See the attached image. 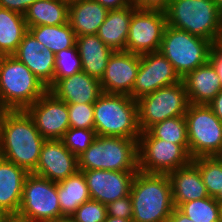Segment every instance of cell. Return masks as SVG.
Masks as SVG:
<instances>
[{
  "mask_svg": "<svg viewBox=\"0 0 222 222\" xmlns=\"http://www.w3.org/2000/svg\"><path fill=\"white\" fill-rule=\"evenodd\" d=\"M26 110H7L0 125V156L32 173L45 142Z\"/></svg>",
  "mask_w": 222,
  "mask_h": 222,
  "instance_id": "1",
  "label": "cell"
},
{
  "mask_svg": "<svg viewBox=\"0 0 222 222\" xmlns=\"http://www.w3.org/2000/svg\"><path fill=\"white\" fill-rule=\"evenodd\" d=\"M130 196L132 222H168L175 208L167 174L138 171L131 184Z\"/></svg>",
  "mask_w": 222,
  "mask_h": 222,
  "instance_id": "2",
  "label": "cell"
},
{
  "mask_svg": "<svg viewBox=\"0 0 222 222\" xmlns=\"http://www.w3.org/2000/svg\"><path fill=\"white\" fill-rule=\"evenodd\" d=\"M78 170L138 172V140L116 136H97L77 157Z\"/></svg>",
  "mask_w": 222,
  "mask_h": 222,
  "instance_id": "3",
  "label": "cell"
},
{
  "mask_svg": "<svg viewBox=\"0 0 222 222\" xmlns=\"http://www.w3.org/2000/svg\"><path fill=\"white\" fill-rule=\"evenodd\" d=\"M94 130L97 136L138 140L137 101L130 95L102 93L94 103Z\"/></svg>",
  "mask_w": 222,
  "mask_h": 222,
  "instance_id": "4",
  "label": "cell"
},
{
  "mask_svg": "<svg viewBox=\"0 0 222 222\" xmlns=\"http://www.w3.org/2000/svg\"><path fill=\"white\" fill-rule=\"evenodd\" d=\"M47 90L15 56H0V101L7 110H26Z\"/></svg>",
  "mask_w": 222,
  "mask_h": 222,
  "instance_id": "5",
  "label": "cell"
},
{
  "mask_svg": "<svg viewBox=\"0 0 222 222\" xmlns=\"http://www.w3.org/2000/svg\"><path fill=\"white\" fill-rule=\"evenodd\" d=\"M167 25L217 43L222 16L214 0H170Z\"/></svg>",
  "mask_w": 222,
  "mask_h": 222,
  "instance_id": "6",
  "label": "cell"
},
{
  "mask_svg": "<svg viewBox=\"0 0 222 222\" xmlns=\"http://www.w3.org/2000/svg\"><path fill=\"white\" fill-rule=\"evenodd\" d=\"M212 44L203 37L166 25L159 51L183 78L188 72L209 61Z\"/></svg>",
  "mask_w": 222,
  "mask_h": 222,
  "instance_id": "7",
  "label": "cell"
},
{
  "mask_svg": "<svg viewBox=\"0 0 222 222\" xmlns=\"http://www.w3.org/2000/svg\"><path fill=\"white\" fill-rule=\"evenodd\" d=\"M185 118L190 157L222 156V121L212 109L206 104L190 103Z\"/></svg>",
  "mask_w": 222,
  "mask_h": 222,
  "instance_id": "8",
  "label": "cell"
},
{
  "mask_svg": "<svg viewBox=\"0 0 222 222\" xmlns=\"http://www.w3.org/2000/svg\"><path fill=\"white\" fill-rule=\"evenodd\" d=\"M136 101L141 132L165 119L185 116L190 105L183 81L159 88Z\"/></svg>",
  "mask_w": 222,
  "mask_h": 222,
  "instance_id": "9",
  "label": "cell"
},
{
  "mask_svg": "<svg viewBox=\"0 0 222 222\" xmlns=\"http://www.w3.org/2000/svg\"><path fill=\"white\" fill-rule=\"evenodd\" d=\"M192 161L189 145L154 138L148 131L138 139V168L145 173L168 174Z\"/></svg>",
  "mask_w": 222,
  "mask_h": 222,
  "instance_id": "10",
  "label": "cell"
},
{
  "mask_svg": "<svg viewBox=\"0 0 222 222\" xmlns=\"http://www.w3.org/2000/svg\"><path fill=\"white\" fill-rule=\"evenodd\" d=\"M17 215L31 222H49L61 217L57 182L28 173Z\"/></svg>",
  "mask_w": 222,
  "mask_h": 222,
  "instance_id": "11",
  "label": "cell"
},
{
  "mask_svg": "<svg viewBox=\"0 0 222 222\" xmlns=\"http://www.w3.org/2000/svg\"><path fill=\"white\" fill-rule=\"evenodd\" d=\"M166 25L165 12L136 8L132 13L126 51L138 55L159 51Z\"/></svg>",
  "mask_w": 222,
  "mask_h": 222,
  "instance_id": "12",
  "label": "cell"
},
{
  "mask_svg": "<svg viewBox=\"0 0 222 222\" xmlns=\"http://www.w3.org/2000/svg\"><path fill=\"white\" fill-rule=\"evenodd\" d=\"M181 81L182 78L160 51L146 53L140 55V66L130 96L138 100L159 88Z\"/></svg>",
  "mask_w": 222,
  "mask_h": 222,
  "instance_id": "13",
  "label": "cell"
},
{
  "mask_svg": "<svg viewBox=\"0 0 222 222\" xmlns=\"http://www.w3.org/2000/svg\"><path fill=\"white\" fill-rule=\"evenodd\" d=\"M26 111L46 140L62 139L70 128L67 104L48 90Z\"/></svg>",
  "mask_w": 222,
  "mask_h": 222,
  "instance_id": "14",
  "label": "cell"
},
{
  "mask_svg": "<svg viewBox=\"0 0 222 222\" xmlns=\"http://www.w3.org/2000/svg\"><path fill=\"white\" fill-rule=\"evenodd\" d=\"M139 66L140 55L114 51L100 79L102 93L130 95Z\"/></svg>",
  "mask_w": 222,
  "mask_h": 222,
  "instance_id": "15",
  "label": "cell"
},
{
  "mask_svg": "<svg viewBox=\"0 0 222 222\" xmlns=\"http://www.w3.org/2000/svg\"><path fill=\"white\" fill-rule=\"evenodd\" d=\"M92 200L107 205L130 194L137 172L87 170L82 171Z\"/></svg>",
  "mask_w": 222,
  "mask_h": 222,
  "instance_id": "16",
  "label": "cell"
},
{
  "mask_svg": "<svg viewBox=\"0 0 222 222\" xmlns=\"http://www.w3.org/2000/svg\"><path fill=\"white\" fill-rule=\"evenodd\" d=\"M78 171L77 157L61 139L45 140L36 169L32 172L53 182H59Z\"/></svg>",
  "mask_w": 222,
  "mask_h": 222,
  "instance_id": "17",
  "label": "cell"
},
{
  "mask_svg": "<svg viewBox=\"0 0 222 222\" xmlns=\"http://www.w3.org/2000/svg\"><path fill=\"white\" fill-rule=\"evenodd\" d=\"M49 89L55 74V54L27 31L13 54Z\"/></svg>",
  "mask_w": 222,
  "mask_h": 222,
  "instance_id": "18",
  "label": "cell"
},
{
  "mask_svg": "<svg viewBox=\"0 0 222 222\" xmlns=\"http://www.w3.org/2000/svg\"><path fill=\"white\" fill-rule=\"evenodd\" d=\"M48 91L66 104H94L102 94L100 80L83 71L57 80Z\"/></svg>",
  "mask_w": 222,
  "mask_h": 222,
  "instance_id": "19",
  "label": "cell"
},
{
  "mask_svg": "<svg viewBox=\"0 0 222 222\" xmlns=\"http://www.w3.org/2000/svg\"><path fill=\"white\" fill-rule=\"evenodd\" d=\"M28 173L0 156V215L18 213Z\"/></svg>",
  "mask_w": 222,
  "mask_h": 222,
  "instance_id": "20",
  "label": "cell"
},
{
  "mask_svg": "<svg viewBox=\"0 0 222 222\" xmlns=\"http://www.w3.org/2000/svg\"><path fill=\"white\" fill-rule=\"evenodd\" d=\"M173 203L179 207L182 203L210 197L204 185L198 167L191 161L188 165L168 174Z\"/></svg>",
  "mask_w": 222,
  "mask_h": 222,
  "instance_id": "21",
  "label": "cell"
},
{
  "mask_svg": "<svg viewBox=\"0 0 222 222\" xmlns=\"http://www.w3.org/2000/svg\"><path fill=\"white\" fill-rule=\"evenodd\" d=\"M182 81L191 104L207 105L222 90L220 78L209 61L188 72Z\"/></svg>",
  "mask_w": 222,
  "mask_h": 222,
  "instance_id": "22",
  "label": "cell"
},
{
  "mask_svg": "<svg viewBox=\"0 0 222 222\" xmlns=\"http://www.w3.org/2000/svg\"><path fill=\"white\" fill-rule=\"evenodd\" d=\"M107 13L95 0H70L68 22L76 36L97 34Z\"/></svg>",
  "mask_w": 222,
  "mask_h": 222,
  "instance_id": "23",
  "label": "cell"
},
{
  "mask_svg": "<svg viewBox=\"0 0 222 222\" xmlns=\"http://www.w3.org/2000/svg\"><path fill=\"white\" fill-rule=\"evenodd\" d=\"M136 9L132 2L122 9L109 10L99 27L97 36L113 51H126V42L132 13Z\"/></svg>",
  "mask_w": 222,
  "mask_h": 222,
  "instance_id": "24",
  "label": "cell"
},
{
  "mask_svg": "<svg viewBox=\"0 0 222 222\" xmlns=\"http://www.w3.org/2000/svg\"><path fill=\"white\" fill-rule=\"evenodd\" d=\"M76 47L81 58L82 71L100 80L114 51L97 34L76 36Z\"/></svg>",
  "mask_w": 222,
  "mask_h": 222,
  "instance_id": "25",
  "label": "cell"
},
{
  "mask_svg": "<svg viewBox=\"0 0 222 222\" xmlns=\"http://www.w3.org/2000/svg\"><path fill=\"white\" fill-rule=\"evenodd\" d=\"M69 15V0H37L24 14L27 27L56 26L66 24Z\"/></svg>",
  "mask_w": 222,
  "mask_h": 222,
  "instance_id": "26",
  "label": "cell"
},
{
  "mask_svg": "<svg viewBox=\"0 0 222 222\" xmlns=\"http://www.w3.org/2000/svg\"><path fill=\"white\" fill-rule=\"evenodd\" d=\"M57 194L62 216H71L84 202L91 199L84 174H75L57 182Z\"/></svg>",
  "mask_w": 222,
  "mask_h": 222,
  "instance_id": "27",
  "label": "cell"
},
{
  "mask_svg": "<svg viewBox=\"0 0 222 222\" xmlns=\"http://www.w3.org/2000/svg\"><path fill=\"white\" fill-rule=\"evenodd\" d=\"M27 31L24 15L0 7V56L13 55Z\"/></svg>",
  "mask_w": 222,
  "mask_h": 222,
  "instance_id": "28",
  "label": "cell"
},
{
  "mask_svg": "<svg viewBox=\"0 0 222 222\" xmlns=\"http://www.w3.org/2000/svg\"><path fill=\"white\" fill-rule=\"evenodd\" d=\"M28 31L54 54L76 45V35L69 22L56 26H33Z\"/></svg>",
  "mask_w": 222,
  "mask_h": 222,
  "instance_id": "29",
  "label": "cell"
},
{
  "mask_svg": "<svg viewBox=\"0 0 222 222\" xmlns=\"http://www.w3.org/2000/svg\"><path fill=\"white\" fill-rule=\"evenodd\" d=\"M154 138L177 145L188 144L187 122L185 116L165 119L147 130Z\"/></svg>",
  "mask_w": 222,
  "mask_h": 222,
  "instance_id": "30",
  "label": "cell"
},
{
  "mask_svg": "<svg viewBox=\"0 0 222 222\" xmlns=\"http://www.w3.org/2000/svg\"><path fill=\"white\" fill-rule=\"evenodd\" d=\"M210 197L215 198L222 190V156L193 158Z\"/></svg>",
  "mask_w": 222,
  "mask_h": 222,
  "instance_id": "31",
  "label": "cell"
},
{
  "mask_svg": "<svg viewBox=\"0 0 222 222\" xmlns=\"http://www.w3.org/2000/svg\"><path fill=\"white\" fill-rule=\"evenodd\" d=\"M178 209L195 222H220V204L213 197L182 203Z\"/></svg>",
  "mask_w": 222,
  "mask_h": 222,
  "instance_id": "32",
  "label": "cell"
},
{
  "mask_svg": "<svg viewBox=\"0 0 222 222\" xmlns=\"http://www.w3.org/2000/svg\"><path fill=\"white\" fill-rule=\"evenodd\" d=\"M82 71L81 58L76 45L72 48L61 50L55 54V74L53 84L65 77Z\"/></svg>",
  "mask_w": 222,
  "mask_h": 222,
  "instance_id": "33",
  "label": "cell"
},
{
  "mask_svg": "<svg viewBox=\"0 0 222 222\" xmlns=\"http://www.w3.org/2000/svg\"><path fill=\"white\" fill-rule=\"evenodd\" d=\"M94 129H78L70 127L61 139L65 147L76 157L81 155L96 139Z\"/></svg>",
  "mask_w": 222,
  "mask_h": 222,
  "instance_id": "34",
  "label": "cell"
},
{
  "mask_svg": "<svg viewBox=\"0 0 222 222\" xmlns=\"http://www.w3.org/2000/svg\"><path fill=\"white\" fill-rule=\"evenodd\" d=\"M69 125L78 129H94V104H67Z\"/></svg>",
  "mask_w": 222,
  "mask_h": 222,
  "instance_id": "35",
  "label": "cell"
},
{
  "mask_svg": "<svg viewBox=\"0 0 222 222\" xmlns=\"http://www.w3.org/2000/svg\"><path fill=\"white\" fill-rule=\"evenodd\" d=\"M71 216L77 222H104L107 217L106 205L90 199L81 204Z\"/></svg>",
  "mask_w": 222,
  "mask_h": 222,
  "instance_id": "36",
  "label": "cell"
},
{
  "mask_svg": "<svg viewBox=\"0 0 222 222\" xmlns=\"http://www.w3.org/2000/svg\"><path fill=\"white\" fill-rule=\"evenodd\" d=\"M107 216L121 217L132 221L133 208L130 194L106 205Z\"/></svg>",
  "mask_w": 222,
  "mask_h": 222,
  "instance_id": "37",
  "label": "cell"
},
{
  "mask_svg": "<svg viewBox=\"0 0 222 222\" xmlns=\"http://www.w3.org/2000/svg\"><path fill=\"white\" fill-rule=\"evenodd\" d=\"M170 0H133L137 9L156 10L165 12L169 6Z\"/></svg>",
  "mask_w": 222,
  "mask_h": 222,
  "instance_id": "38",
  "label": "cell"
},
{
  "mask_svg": "<svg viewBox=\"0 0 222 222\" xmlns=\"http://www.w3.org/2000/svg\"><path fill=\"white\" fill-rule=\"evenodd\" d=\"M35 1L37 0H0V7L24 15Z\"/></svg>",
  "mask_w": 222,
  "mask_h": 222,
  "instance_id": "39",
  "label": "cell"
},
{
  "mask_svg": "<svg viewBox=\"0 0 222 222\" xmlns=\"http://www.w3.org/2000/svg\"><path fill=\"white\" fill-rule=\"evenodd\" d=\"M209 62L215 68L222 85V48L213 43L209 52Z\"/></svg>",
  "mask_w": 222,
  "mask_h": 222,
  "instance_id": "40",
  "label": "cell"
},
{
  "mask_svg": "<svg viewBox=\"0 0 222 222\" xmlns=\"http://www.w3.org/2000/svg\"><path fill=\"white\" fill-rule=\"evenodd\" d=\"M99 2L103 7L109 10L122 9L129 6L133 0H95Z\"/></svg>",
  "mask_w": 222,
  "mask_h": 222,
  "instance_id": "41",
  "label": "cell"
},
{
  "mask_svg": "<svg viewBox=\"0 0 222 222\" xmlns=\"http://www.w3.org/2000/svg\"><path fill=\"white\" fill-rule=\"evenodd\" d=\"M222 121V90L207 104Z\"/></svg>",
  "mask_w": 222,
  "mask_h": 222,
  "instance_id": "42",
  "label": "cell"
},
{
  "mask_svg": "<svg viewBox=\"0 0 222 222\" xmlns=\"http://www.w3.org/2000/svg\"><path fill=\"white\" fill-rule=\"evenodd\" d=\"M168 222H195V221L189 219L177 207H175L168 219Z\"/></svg>",
  "mask_w": 222,
  "mask_h": 222,
  "instance_id": "43",
  "label": "cell"
},
{
  "mask_svg": "<svg viewBox=\"0 0 222 222\" xmlns=\"http://www.w3.org/2000/svg\"><path fill=\"white\" fill-rule=\"evenodd\" d=\"M0 222H31L26 218L18 216L17 214L0 215Z\"/></svg>",
  "mask_w": 222,
  "mask_h": 222,
  "instance_id": "44",
  "label": "cell"
},
{
  "mask_svg": "<svg viewBox=\"0 0 222 222\" xmlns=\"http://www.w3.org/2000/svg\"><path fill=\"white\" fill-rule=\"evenodd\" d=\"M104 222H132V221L121 217L107 216Z\"/></svg>",
  "mask_w": 222,
  "mask_h": 222,
  "instance_id": "45",
  "label": "cell"
},
{
  "mask_svg": "<svg viewBox=\"0 0 222 222\" xmlns=\"http://www.w3.org/2000/svg\"><path fill=\"white\" fill-rule=\"evenodd\" d=\"M49 222H77L72 216H62Z\"/></svg>",
  "mask_w": 222,
  "mask_h": 222,
  "instance_id": "46",
  "label": "cell"
},
{
  "mask_svg": "<svg viewBox=\"0 0 222 222\" xmlns=\"http://www.w3.org/2000/svg\"><path fill=\"white\" fill-rule=\"evenodd\" d=\"M6 111H7V109L3 106V104L0 101V125H1L3 115L5 114Z\"/></svg>",
  "mask_w": 222,
  "mask_h": 222,
  "instance_id": "47",
  "label": "cell"
},
{
  "mask_svg": "<svg viewBox=\"0 0 222 222\" xmlns=\"http://www.w3.org/2000/svg\"><path fill=\"white\" fill-rule=\"evenodd\" d=\"M214 2L216 3L217 8L222 16V0H214Z\"/></svg>",
  "mask_w": 222,
  "mask_h": 222,
  "instance_id": "48",
  "label": "cell"
},
{
  "mask_svg": "<svg viewBox=\"0 0 222 222\" xmlns=\"http://www.w3.org/2000/svg\"><path fill=\"white\" fill-rule=\"evenodd\" d=\"M216 201L219 204H222V190L220 191V193L215 197Z\"/></svg>",
  "mask_w": 222,
  "mask_h": 222,
  "instance_id": "49",
  "label": "cell"
},
{
  "mask_svg": "<svg viewBox=\"0 0 222 222\" xmlns=\"http://www.w3.org/2000/svg\"><path fill=\"white\" fill-rule=\"evenodd\" d=\"M217 44L222 48V30H221V32H220V35H219Z\"/></svg>",
  "mask_w": 222,
  "mask_h": 222,
  "instance_id": "50",
  "label": "cell"
},
{
  "mask_svg": "<svg viewBox=\"0 0 222 222\" xmlns=\"http://www.w3.org/2000/svg\"><path fill=\"white\" fill-rule=\"evenodd\" d=\"M220 222H222V204H220Z\"/></svg>",
  "mask_w": 222,
  "mask_h": 222,
  "instance_id": "51",
  "label": "cell"
}]
</instances>
